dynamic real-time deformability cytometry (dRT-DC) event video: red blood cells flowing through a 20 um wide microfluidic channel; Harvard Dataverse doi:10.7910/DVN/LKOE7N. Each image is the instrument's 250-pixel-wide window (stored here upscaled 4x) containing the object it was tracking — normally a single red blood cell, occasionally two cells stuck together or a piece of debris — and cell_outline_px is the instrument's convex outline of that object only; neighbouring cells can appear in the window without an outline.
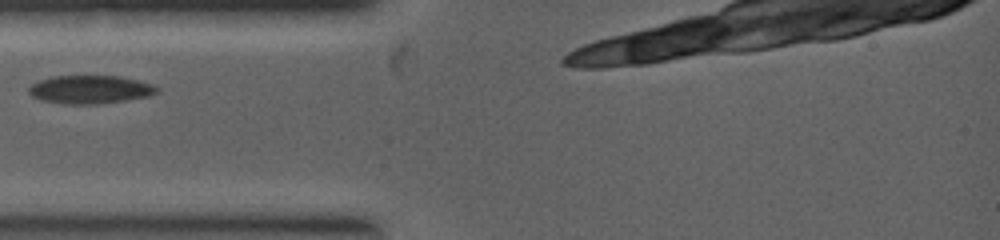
{"species": "common noctule bat (a hibernating species)", "species_latin": "Nyctalus noctula", "temperature_condition": "warm", "stored_images_in_passage": 5, "camera_frame_rate_fps": 5000, "um_per_image_px": 0.085, "animal": {"sex": "female", "body_mass_g": 19.0, "forearm_length_mm": 53.3}, "frame": {"image": 1, "passage_image": 4, "time_ms": 1.6, "image_size_px": [1000, 240], "cell_outline_px": [[160, 92], [148, 96], [100, 104], [60, 104], [44, 100], [32, 96], [28, 92], [28, 88], [32, 84], [40, 80], [52, 76], [120, 76], [152, 84], [160, 88]], "centroid_in_image_um": [7.67, 7.61], "position_along_channel_um": 77.3, "area_um2": 21.1}}